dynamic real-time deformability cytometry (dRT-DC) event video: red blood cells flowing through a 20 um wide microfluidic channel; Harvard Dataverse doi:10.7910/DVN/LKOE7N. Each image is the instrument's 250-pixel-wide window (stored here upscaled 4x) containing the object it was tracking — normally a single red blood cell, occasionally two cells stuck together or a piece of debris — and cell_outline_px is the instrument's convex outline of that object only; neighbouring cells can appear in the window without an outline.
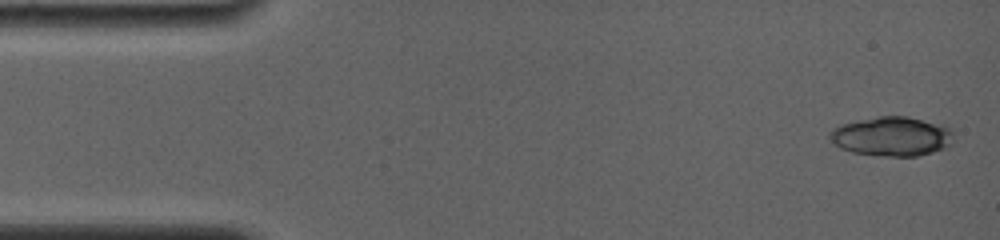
{"species": "common noctule bat (a hibernating species)", "species_latin": "Nyctalus noctula", "temperature_condition": "room temperature", "stored_images_in_passage": 4, "camera_frame_rate_fps": 4000, "um_per_image_px": 0.085, "animal": {"sex": "female", "body_mass_g": 19.0, "forearm_length_mm": 56.7}, "frame": {"image": 1, "passage_image": 1, "time_ms": 0.0, "image_size_px": [1000, 240], "cell_outline_px": [[952, 144], [944, 148], [932, 152], [916, 156], [880, 156], [852, 152], [840, 148], [828, 136], [828, 132], [832, 128], [840, 124], [880, 116], [908, 116], [952, 128]], "centroid_in_image_um": [75.78, 11.59], "position_along_channel_um": 9.2, "area_um2": 28.32}}
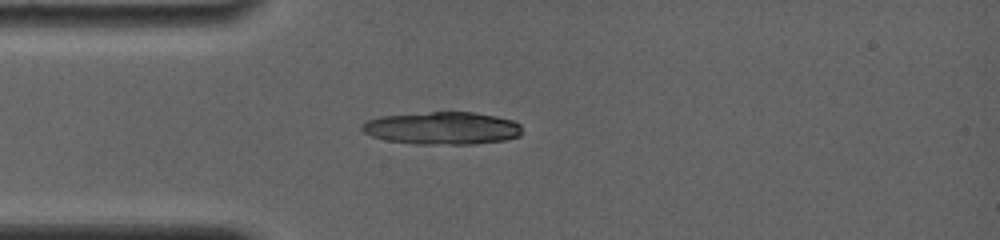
{"frame": {"image": 2, "passage_image": 4, "time_ms": 3.75, "image_size_px": [1000, 240], "cell_outline_px": [[520, 136], [508, 140], [476, 144], [416, 144], [388, 140], [372, 136], [364, 132], [360, 128], [360, 124], [368, 120], [380, 116], [432, 112], [472, 112], [496, 116], [512, 120], [520, 124]], "centroid_in_image_um": [37.6, 10.9], "position_along_channel_um": 47.4, "area_um2": 30.46}}